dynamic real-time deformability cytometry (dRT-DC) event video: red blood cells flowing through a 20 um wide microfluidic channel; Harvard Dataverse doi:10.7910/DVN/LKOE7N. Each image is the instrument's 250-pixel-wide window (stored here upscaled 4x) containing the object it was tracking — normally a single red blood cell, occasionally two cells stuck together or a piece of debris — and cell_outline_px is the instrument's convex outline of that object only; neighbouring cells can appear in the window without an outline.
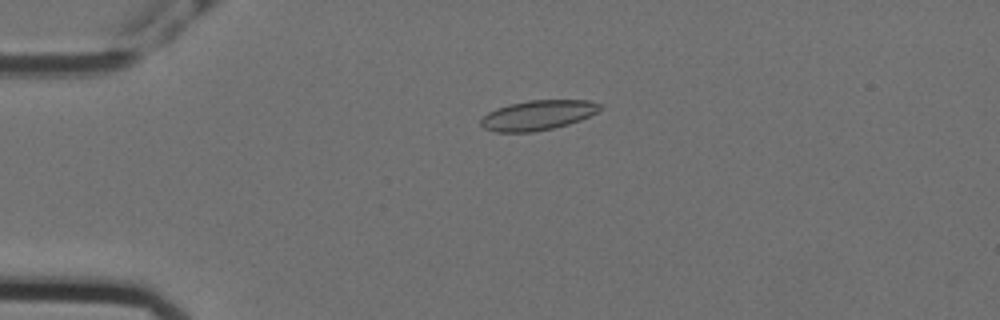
{"species": "Egyptian fruit bat (a non-hibernating species)", "species_latin": "Rousettus aegyptiacus", "temperature_condition": "cold", "stored_images_in_passage": 58, "camera_frame_rate_fps": 3000, "um_per_image_px": 0.085, "animal": {"sex": "female"}, "frame": {"image": 1, "passage_image": 14, "time_ms": 4.333, "image_size_px": [1000, 320], "cell_outline_px": [[604, 108], [580, 120], [568, 124], [552, 128], [532, 132], [496, 132], [484, 128], [480, 124], [480, 120], [488, 112], [496, 108], [508, 104], [528, 100], [588, 100], [604, 104]], "centroid_in_image_um": [45.73, 9.78], "position_along_channel_um": 39.3, "area_um2": 20.81}}
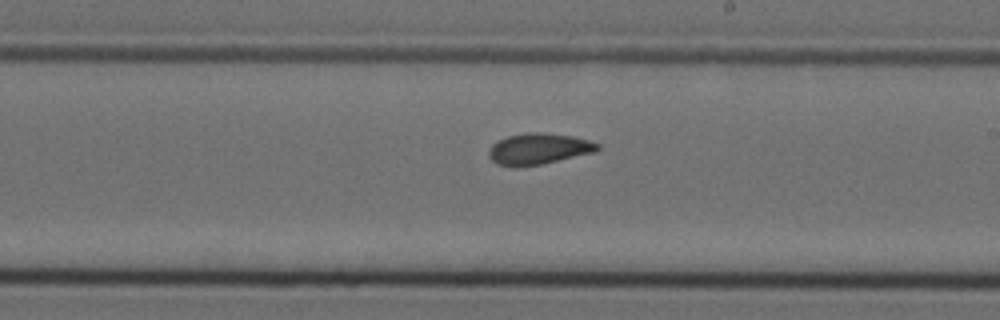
{"frame": {"image": 2, "passage_image": 34, "time_ms": 11.0, "image_size_px": [1000, 320], "cell_outline_px": [[600, 148], [596, 152], [540, 164], [516, 168], [512, 168], [496, 164], [488, 156], [488, 148], [492, 144], [508, 136], [528, 132], [536, 132], [572, 136], [588, 140], [600, 144]], "centroid_in_image_um": [45.75, 12.67], "position_along_channel_um": 243.3, "area_um2": 19.83}}
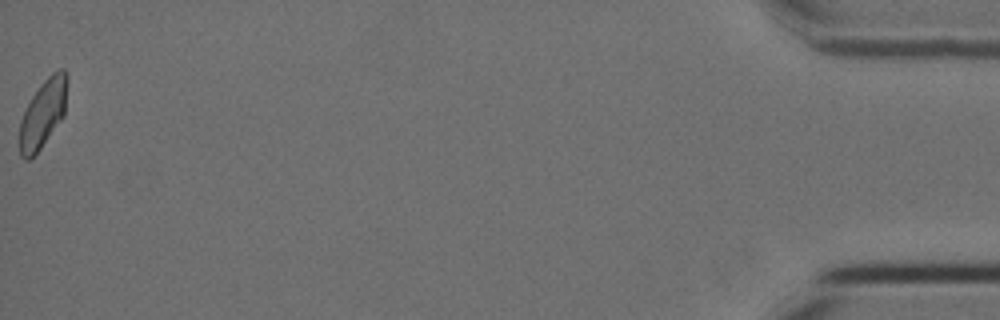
{"frame": {"image": 3, "passage_image": 58, "time_ms": 19.0, "image_size_px": [1000, 320], "cell_outline_px": [[68, 76], [64, 116], [40, 148], [28, 160], [24, 160], [20, 156], [20, 120], [32, 96], [40, 84], [52, 72], [60, 68], [64, 68]], "centroid_in_image_um": [3.67, 9.6], "position_along_channel_um": 431.5, "area_um2": 18.79}, "authors_computed_cell_mechanics": {"area_um2": 19.7098, "velocity_mm_per_s": 3.5513, "shape_relaxation_time_tau1_ms": null, "shape_relaxation_time_tau2_ms": 2.4388, "deformation_change_tau1": null, "deformation_change_tau2": 0.0565}}